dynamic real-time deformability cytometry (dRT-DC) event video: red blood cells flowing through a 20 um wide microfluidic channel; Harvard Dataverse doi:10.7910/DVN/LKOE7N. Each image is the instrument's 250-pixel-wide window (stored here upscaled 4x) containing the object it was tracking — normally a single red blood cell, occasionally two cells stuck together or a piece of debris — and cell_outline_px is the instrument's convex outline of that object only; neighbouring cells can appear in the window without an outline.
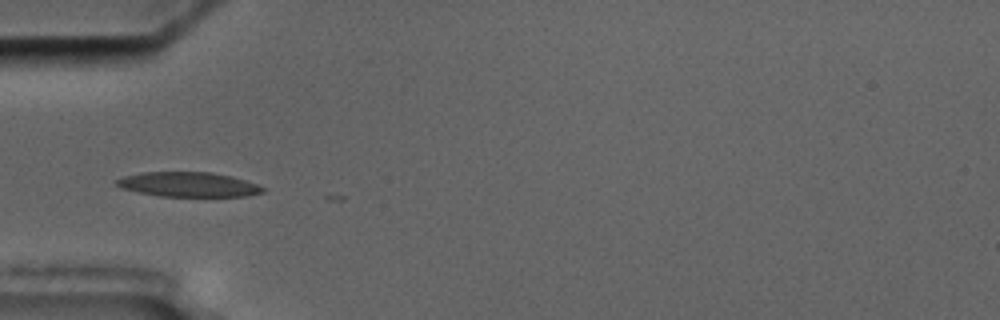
{"species": "common noctule bat (a hibernating species)", "species_latin": "Nyctalus noctula", "temperature_condition": "cold", "stored_images_in_passage": 4, "camera_frame_rate_fps": 3000, "um_per_image_px": 0.085, "animal": {"sex": "male", "body_mass_g": 17.5, "forearm_length_mm": 52.3}, "frame": {"image": 1, "passage_image": 4, "time_ms": 3.333, "image_size_px": [1000, 320], "cell_outline_px": [[268, 188], [264, 192], [248, 196], [160, 196], [136, 192], [120, 188], [112, 180], [124, 176], [140, 172], [212, 172], [232, 176]], "centroid_in_image_um": [15.98, 15.68], "position_along_channel_um": 69.0, "area_um2": 21.27}}